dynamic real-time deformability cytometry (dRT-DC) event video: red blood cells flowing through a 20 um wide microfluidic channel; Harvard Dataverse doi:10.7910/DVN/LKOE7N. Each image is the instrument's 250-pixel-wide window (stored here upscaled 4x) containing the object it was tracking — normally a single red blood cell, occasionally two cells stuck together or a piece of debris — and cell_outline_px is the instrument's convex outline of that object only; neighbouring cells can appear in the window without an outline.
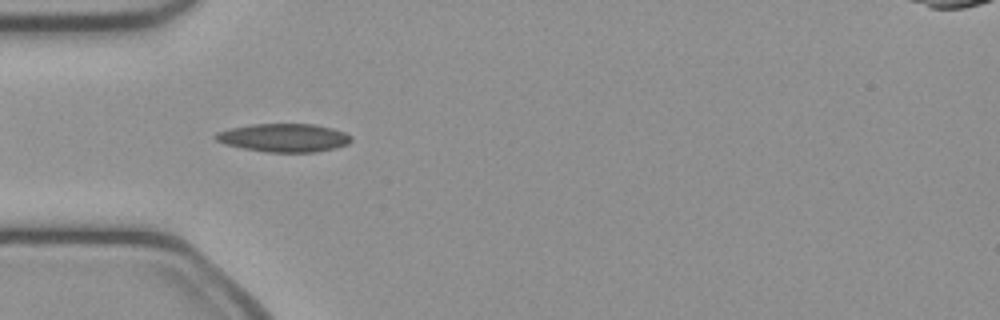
{"species": "common noctule bat (a hibernating species)", "species_latin": "Nyctalus noctula", "temperature_condition": "cold", "stored_images_in_passage": 49, "camera_frame_rate_fps": 3000, "um_per_image_px": 0.085, "animal": {"sex": "female", "body_mass_g": 21.9}, "frame": {"image": 1, "passage_image": 14, "time_ms": 4.333, "image_size_px": [1000, 320], "cell_outline_px": [[352, 140], [348, 144], [336, 148], [316, 152], [268, 152], [244, 148], [224, 144], [216, 140], [212, 136], [216, 132], [228, 128], [252, 124], [312, 124], [332, 128], [344, 132], [352, 136]], "centroid_in_image_um": [24.12, 11.71], "position_along_channel_um": 60.9, "area_um2": 22.48}}
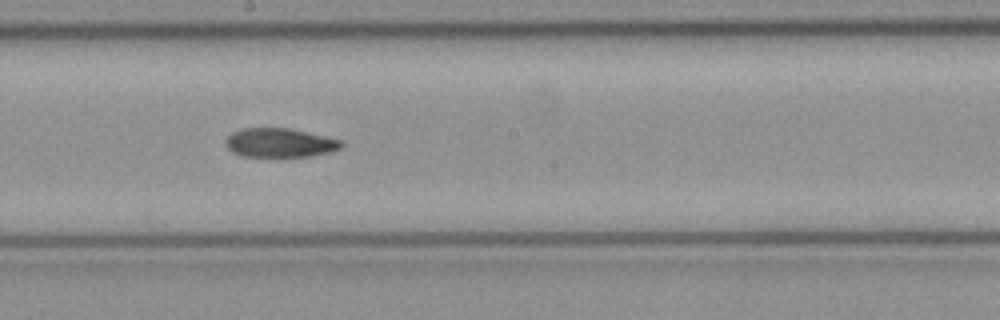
{"frame": {"image": 2, "passage_image": 26, "time_ms": 8.333, "image_size_px": [1000, 320], "cell_outline_px": [[344, 144], [340, 148], [332, 152], [312, 156], [240, 156], [232, 152], [224, 144], [224, 140], [232, 132], [240, 128], [288, 128], [340, 140]], "centroid_in_image_um": [23.73, 12.14], "position_along_channel_um": 224.5, "area_um2": 19.54}}
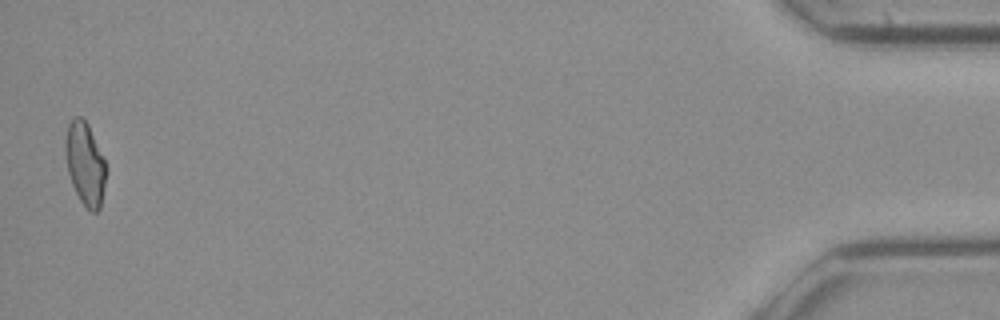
{"frame": {"image": 3, "passage_image": 48, "time_ms": 15.667, "image_size_px": [1000, 320], "cell_outline_px": [[108, 172], [100, 208], [96, 212], [92, 212], [80, 200], [72, 184], [68, 172], [64, 152], [64, 140], [68, 124], [76, 116], [80, 116], [88, 124], [108, 168]], "centroid_in_image_um": [7.24, 13.92], "position_along_channel_um": 428.0, "area_um2": 19.83}, "authors_computed_cell_mechanics": {"area_um2": 20.1722, "velocity_mm_per_s": 4.1077, "shape_relaxation_time_tau1_ms": null, "shape_relaxation_time_tau2_ms": 8.2815, "deformation_change_tau1": null, "deformation_change_tau2": 0.1703}}